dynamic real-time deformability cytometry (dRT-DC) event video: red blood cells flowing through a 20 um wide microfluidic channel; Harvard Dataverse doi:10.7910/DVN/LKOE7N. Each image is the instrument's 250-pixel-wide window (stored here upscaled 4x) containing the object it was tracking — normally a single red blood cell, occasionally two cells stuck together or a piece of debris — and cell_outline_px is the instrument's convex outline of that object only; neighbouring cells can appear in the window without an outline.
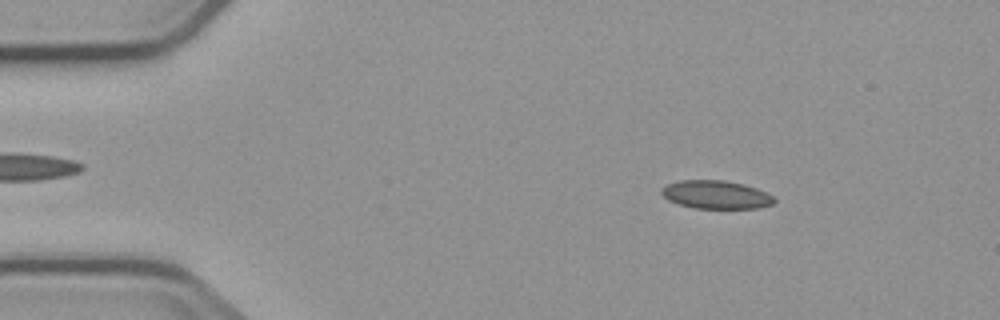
{"species": "common noctule bat (a hibernating species)", "species_latin": "Nyctalus noctula", "temperature_condition": "cold", "stored_images_in_passage": 4, "camera_frame_rate_fps": 3000, "um_per_image_px": 0.085, "animal": {"sex": "male", "body_mass_g": 23.1, "forearm_length_mm": 52.7}, "frame": {"image": 1, "passage_image": 1, "time_ms": 0.0, "image_size_px": [1000, 320], "cell_outline_px": [[776, 200], [772, 204], [756, 208], [692, 208], [668, 200], [660, 192], [668, 184], [680, 180], [724, 180], [744, 184], [756, 188], [772, 196]], "centroid_in_image_um": [60.86, 16.54], "position_along_channel_um": 24.1, "area_um2": 18.32}}
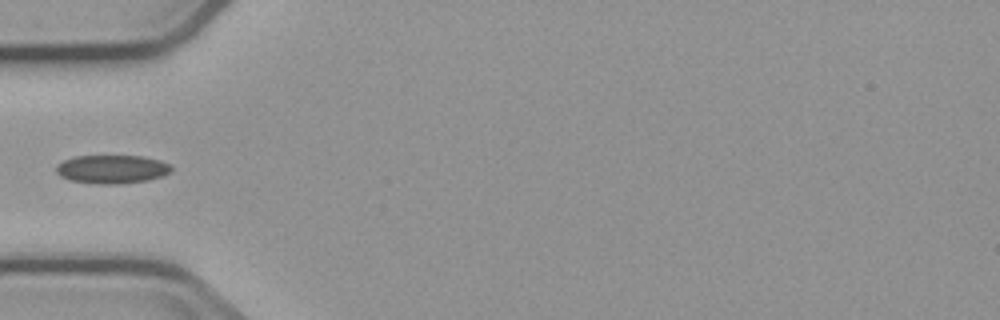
{"frame": {"image": 2, "passage_image": 4, "time_ms": 3.333, "image_size_px": [1000, 320], "cell_outline_px": [[172, 172], [164, 176], [148, 180], [116, 184], [96, 184], [68, 180], [60, 176], [56, 172], [56, 164], [64, 160], [76, 156], [140, 156], [160, 160], [168, 164], [172, 168]], "centroid_in_image_um": [9.51, 14.39], "position_along_channel_um": 75.5, "area_um2": 19.25}}